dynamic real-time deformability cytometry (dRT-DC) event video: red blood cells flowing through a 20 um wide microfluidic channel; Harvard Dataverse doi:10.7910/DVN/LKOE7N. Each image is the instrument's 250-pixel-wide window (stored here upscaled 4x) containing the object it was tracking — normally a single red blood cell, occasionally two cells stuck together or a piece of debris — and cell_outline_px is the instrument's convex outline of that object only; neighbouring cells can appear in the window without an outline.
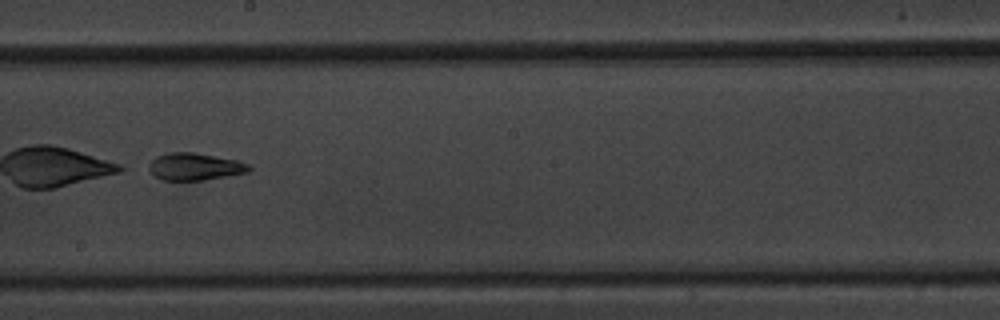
{"species": "common noctule bat (a hibernating species)", "species_latin": "Nyctalus noctula", "temperature_condition": "warm", "stored_images_in_passage": 57, "camera_frame_rate_fps": 3000, "um_per_image_px": 0.085, "animal": {"sex": "male", "body_mass_g": 20.1, "forearm_length_mm": 53.5}, "frame": {"image": 1, "passage_image": 33, "time_ms": 10.667, "image_size_px": [1000, 320], "cell_outline_px": [[252, 168], [248, 172], [204, 180], [164, 180], [156, 176], [148, 168], [148, 164], [156, 156], [168, 152], [192, 152], [236, 160], [248, 164]], "centroid_in_image_um": [16.54, 14.16], "position_along_channel_um": 231.7, "area_um2": 15.72}}